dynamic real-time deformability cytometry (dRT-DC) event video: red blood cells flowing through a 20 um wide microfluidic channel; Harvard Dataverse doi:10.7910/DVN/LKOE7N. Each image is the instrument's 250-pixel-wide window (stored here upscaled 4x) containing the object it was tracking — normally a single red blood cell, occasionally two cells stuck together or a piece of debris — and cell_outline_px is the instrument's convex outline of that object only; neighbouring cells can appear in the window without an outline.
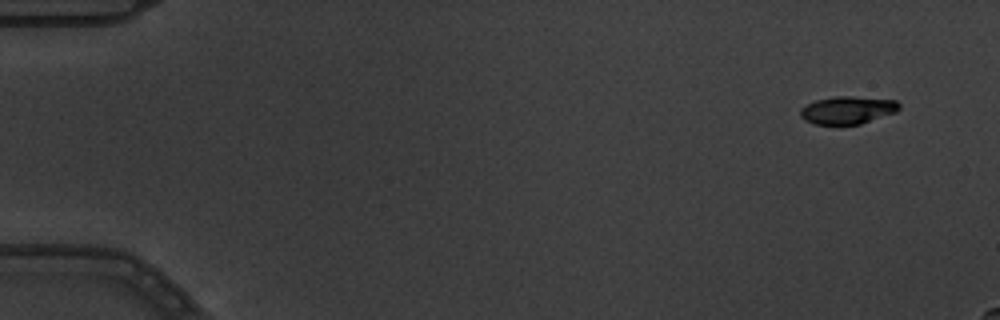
{"species": "common noctule bat (a hibernating species)", "species_latin": "Nyctalus noctula", "temperature_condition": "warm", "stored_images_in_passage": 4, "camera_frame_rate_fps": 3000, "um_per_image_px": 0.085, "animal": {"sex": "male", "body_mass_g": 19.5, "forearm_length_mm": 54.6}, "frame": {"image": 1, "passage_image": 1, "time_ms": 0.0, "image_size_px": [1000, 320], "cell_outline_px": [[900, 108], [896, 112], [860, 124], [816, 124], [804, 120], [800, 116], [800, 108], [816, 100], [836, 96], [852, 96], [896, 100], [900, 104]], "centroid_in_image_um": [72.05, 9.35], "position_along_channel_um": 12.9, "area_um2": 15.9}}